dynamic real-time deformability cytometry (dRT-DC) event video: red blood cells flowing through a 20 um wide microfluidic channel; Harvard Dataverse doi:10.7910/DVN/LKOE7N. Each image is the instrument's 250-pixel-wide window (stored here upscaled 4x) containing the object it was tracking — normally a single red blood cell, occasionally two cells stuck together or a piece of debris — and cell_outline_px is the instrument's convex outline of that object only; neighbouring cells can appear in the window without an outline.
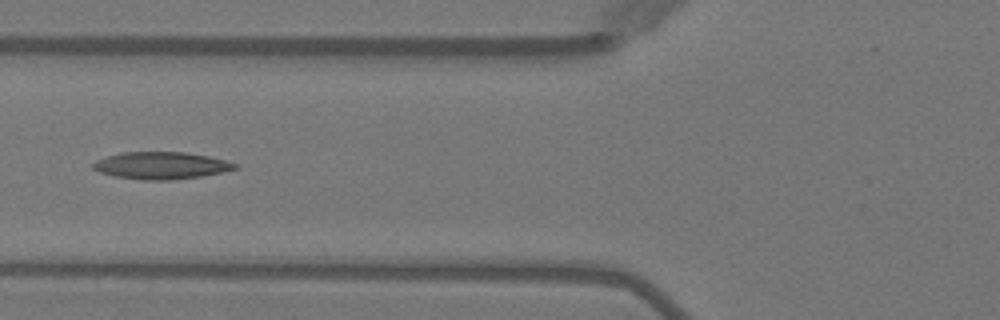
{"species": "Egyptian fruit bat (a non-hibernating species)", "species_latin": "Rousettus aegyptiacus", "temperature_condition": "warm", "stored_images_in_passage": 4, "camera_frame_rate_fps": 3000, "um_per_image_px": 0.085, "animal": {"sex": "female"}, "frame": {"image": 1, "passage_image": 4, "time_ms": 3.333, "image_size_px": [1000, 320], "cell_outline_px": [[240, 168], [224, 172], [200, 176], [172, 180], [144, 180], [116, 176], [100, 172], [92, 168], [92, 164], [96, 160], [120, 152], [184, 152], [208, 156], [240, 164]], "centroid_in_image_um": [13.74, 14.06], "position_along_channel_um": 112.1, "area_um2": 22.48}}